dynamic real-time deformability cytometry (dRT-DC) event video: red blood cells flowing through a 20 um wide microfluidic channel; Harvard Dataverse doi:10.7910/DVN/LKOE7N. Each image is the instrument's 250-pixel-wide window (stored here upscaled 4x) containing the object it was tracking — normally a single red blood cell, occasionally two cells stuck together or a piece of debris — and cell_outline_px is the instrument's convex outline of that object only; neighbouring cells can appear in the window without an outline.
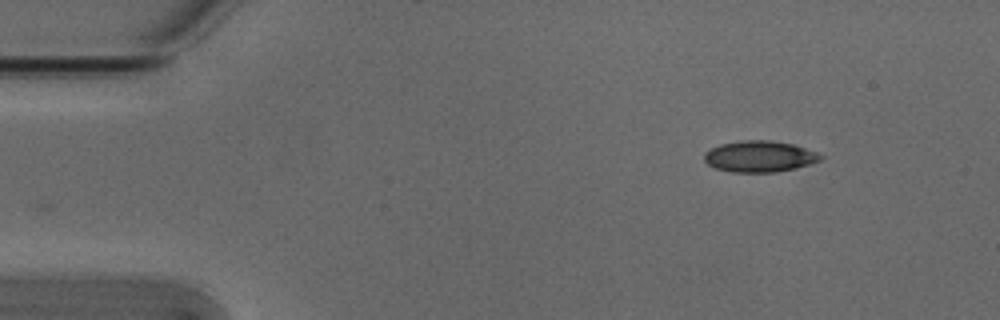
{"species": "Egyptian fruit bat (a non-hibernating species)", "species_latin": "Rousettus aegyptiacus", "temperature_condition": "cold", "stored_images_in_passage": 40, "camera_frame_rate_fps": 3000, "um_per_image_px": 0.085, "animal": {"sex": "male"}, "frame": {"image": 1, "passage_image": 1, "time_ms": 0.0, "image_size_px": [1000, 320], "cell_outline_px": [[824, 156], [820, 160], [796, 168], [776, 172], [732, 172], [716, 168], [708, 164], [704, 160], [704, 152], [720, 144], [744, 140], [772, 140], [792, 144], [816, 152]], "centroid_in_image_um": [64.54, 13.29], "position_along_channel_um": 20.5, "area_um2": 21.04}}
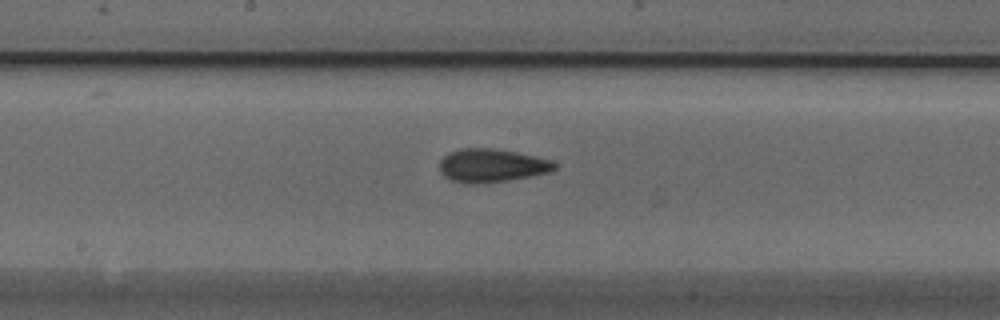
{"frame": {"image": 2, "passage_image": 22, "time_ms": 7.0, "image_size_px": [1000, 320], "cell_outline_px": [[556, 168], [548, 172], [508, 180], [476, 184], [468, 184], [452, 180], [444, 176], [440, 172], [440, 160], [448, 152], [460, 148], [492, 148], [516, 152], [548, 160], [556, 164]], "centroid_in_image_um": [41.72, 14.06], "position_along_channel_um": 206.5, "area_um2": 22.08}}
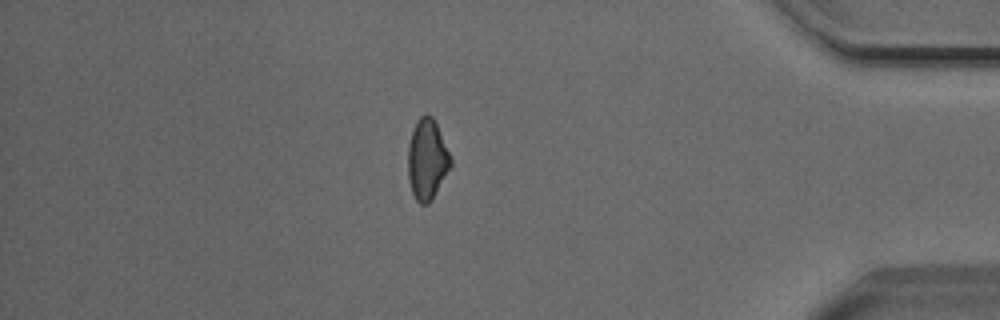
{"frame": {"image": 3, "passage_image": 40, "time_ms": 13.0, "image_size_px": [1000, 320], "cell_outline_px": [[452, 164], [432, 200], [428, 204], [420, 204], [416, 200], [412, 192], [408, 180], [408, 144], [416, 120], [424, 112], [428, 112], [432, 116], [436, 124], [452, 160]], "centroid_in_image_um": [36.28, 13.54], "position_along_channel_um": 398.9, "area_um2": 20.06}, "authors_computed_cell_mechanics": {"area_um2": 21.1259, "velocity_mm_per_s": 3.8585, "shape_relaxation_time_tau1_ms": 6.0635, "shape_relaxation_time_tau2_ms": 3.8106, "deformation_change_tau1": 0.141, "deformation_change_tau2": 0.1051}}